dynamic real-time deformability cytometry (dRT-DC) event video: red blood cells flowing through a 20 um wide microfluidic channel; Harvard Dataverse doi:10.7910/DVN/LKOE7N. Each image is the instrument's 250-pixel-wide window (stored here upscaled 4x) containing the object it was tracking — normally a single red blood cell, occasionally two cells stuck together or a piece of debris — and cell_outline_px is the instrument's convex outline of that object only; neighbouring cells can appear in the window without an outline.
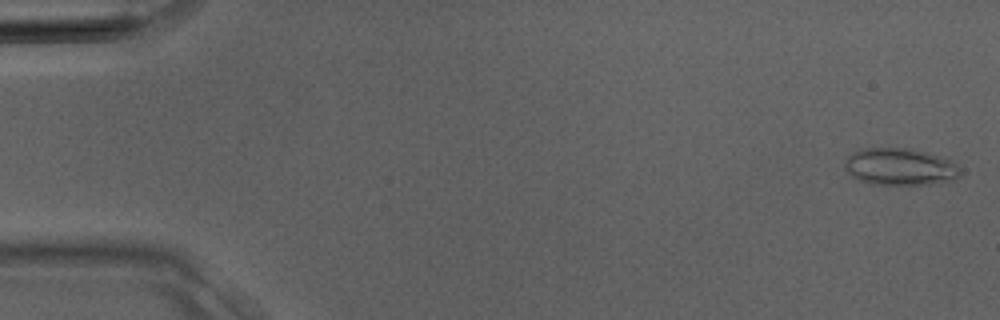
{"species": "Egyptian fruit bat (a non-hibernating species)", "species_latin": "Rousettus aegyptiacus", "temperature_condition": "room temperature", "stored_images_in_passage": 10, "camera_frame_rate_fps": 3000, "um_per_image_px": 0.085, "animal": {"sex": "male"}, "frame": {"image": 1, "passage_image": 1, "time_ms": 0.0, "image_size_px": [1000, 320], "cell_outline_px": [[960, 176], [952, 180], [932, 184], [872, 184], [860, 180], [852, 176], [844, 168], [844, 160], [852, 152], [860, 148], [912, 148], [928, 152], [940, 156], [956, 164], [960, 168]], "centroid_in_image_um": [76.48, 14.16], "position_along_channel_um": 8.5, "area_um2": 25.09}}